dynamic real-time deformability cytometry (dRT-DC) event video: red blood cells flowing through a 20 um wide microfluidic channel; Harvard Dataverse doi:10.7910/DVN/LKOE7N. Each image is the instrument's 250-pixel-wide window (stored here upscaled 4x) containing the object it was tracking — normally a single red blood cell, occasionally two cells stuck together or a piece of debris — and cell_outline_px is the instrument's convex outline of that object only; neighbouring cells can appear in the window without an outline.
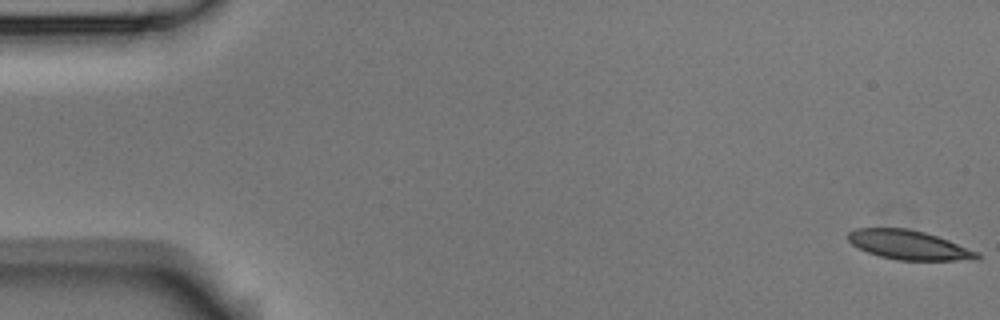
{"species": "Egyptian fruit bat (a non-hibernating species)", "species_latin": "Rousettus aegyptiacus", "temperature_condition": "room temperature", "stored_images_in_passage": 9, "camera_frame_rate_fps": 3000, "um_per_image_px": 0.085, "animal": {"sex": "male"}, "frame": {"image": 1, "passage_image": 1, "time_ms": 0.0, "image_size_px": [1000, 320], "cell_outline_px": [[980, 260], [896, 260], [880, 256], [868, 252], [852, 244], [848, 240], [848, 232], [856, 228], [908, 228], [924, 232], [948, 240], [980, 252]], "centroid_in_image_um": [77.28, 20.82], "position_along_channel_um": 7.7, "area_um2": 21.96}}